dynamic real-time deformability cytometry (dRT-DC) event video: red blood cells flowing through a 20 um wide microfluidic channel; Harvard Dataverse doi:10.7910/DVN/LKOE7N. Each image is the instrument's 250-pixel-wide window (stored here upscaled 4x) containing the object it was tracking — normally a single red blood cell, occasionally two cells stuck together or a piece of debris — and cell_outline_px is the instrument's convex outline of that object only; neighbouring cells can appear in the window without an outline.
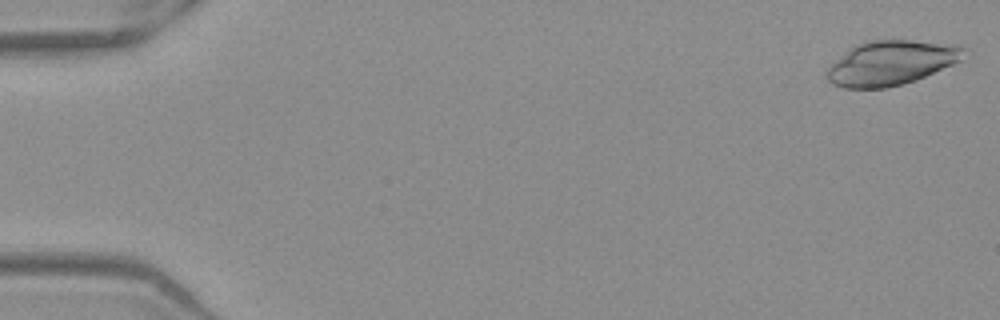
{"species": "Egyptian fruit bat (a non-hibernating species)", "species_latin": "Rousettus aegyptiacus", "temperature_condition": "warm", "stored_images_in_passage": 51, "camera_frame_rate_fps": 3000, "um_per_image_px": 0.085, "frame": {"image": 1, "passage_image": 1, "time_ms": 0.0, "image_size_px": [1000, 320], "cell_outline_px": [[968, 48], [960, 60], [952, 64], [916, 80], [904, 84], [888, 88], [844, 88], [832, 84], [828, 80], [824, 72], [836, 60], [856, 44], [868, 40], [912, 40], [960, 44]], "centroid_in_image_um": [75.76, 5.34], "position_along_channel_um": 9.2, "area_um2": 35.66}}